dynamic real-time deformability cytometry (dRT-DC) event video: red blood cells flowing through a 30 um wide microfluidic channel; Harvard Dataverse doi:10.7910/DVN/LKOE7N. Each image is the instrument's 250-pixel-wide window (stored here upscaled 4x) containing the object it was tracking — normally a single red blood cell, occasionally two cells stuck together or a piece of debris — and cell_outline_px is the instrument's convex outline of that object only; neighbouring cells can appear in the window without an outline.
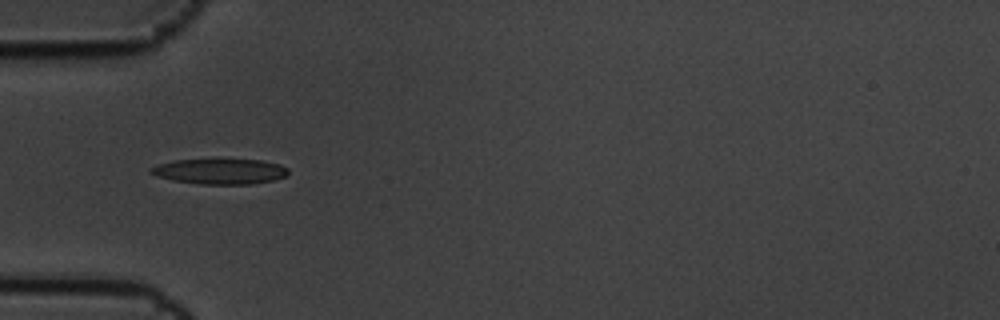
{"species": "common noctule bat (a hibernating species)", "species_latin": "Nyctalus noctula", "temperature_condition": "cold", "stored_images_in_passage": 5, "camera_frame_rate_fps": 3000, "um_per_image_px": 0.085, "animal": {"sex": "male", "body_mass_g": 19.5, "forearm_length_mm": 54.6}, "frame": {"image": 1, "passage_image": 4, "time_ms": 1.0, "image_size_px": [1000, 320], "cell_outline_px": [[288, 176], [272, 180], [248, 184], [200, 184], [172, 180], [156, 176], [148, 172], [148, 168], [172, 160], [260, 160], [280, 164], [288, 168]], "centroid_in_image_um": [18.68, 14.57], "position_along_channel_um": 66.3, "area_um2": 20.23}}
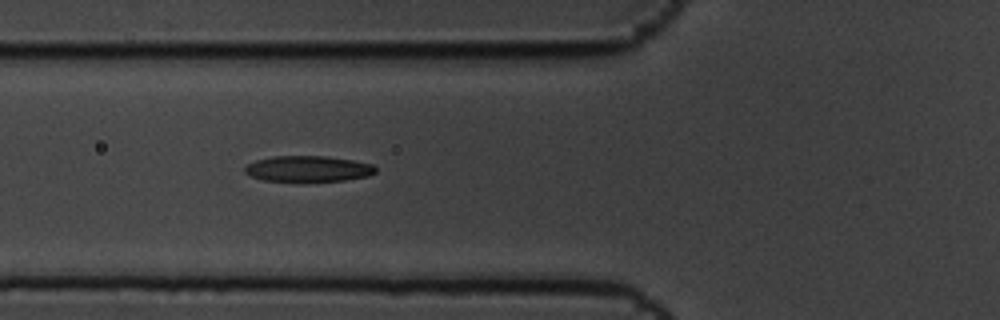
{"frame": {"image": 2, "passage_image": 5, "time_ms": 1.333, "image_size_px": [1000, 320], "cell_outline_px": [[376, 172], [368, 176], [344, 180], [300, 184], [264, 180], [252, 176], [244, 172], [244, 168], [248, 164], [256, 160], [272, 156], [328, 156], [352, 160], [372, 164], [376, 168]], "centroid_in_image_um": [26.17, 14.38], "position_along_channel_um": 99.6, "area_um2": 20.46}}